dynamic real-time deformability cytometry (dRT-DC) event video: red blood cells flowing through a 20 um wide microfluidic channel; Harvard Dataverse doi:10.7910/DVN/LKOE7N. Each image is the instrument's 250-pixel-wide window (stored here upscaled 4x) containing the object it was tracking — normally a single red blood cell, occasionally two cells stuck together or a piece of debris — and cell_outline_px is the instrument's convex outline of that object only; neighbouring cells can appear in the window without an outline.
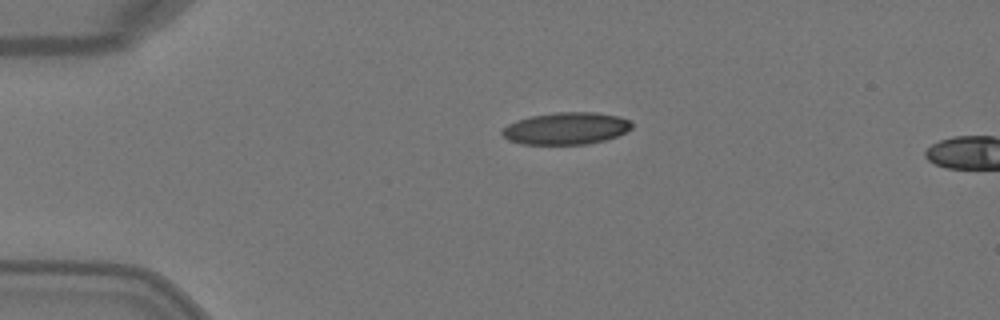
{"species": "Egyptian fruit bat (a non-hibernating species)", "species_latin": "Rousettus aegyptiacus", "temperature_condition": "warm", "stored_images_in_passage": 2, "camera_frame_rate_fps": 3000, "um_per_image_px": 0.085, "animal": {"sex": "female"}, "frame": {"image": 1, "passage_image": 1, "time_ms": 0.0, "image_size_px": [1000, 320], "cell_outline_px": [[632, 128], [616, 136], [604, 140], [588, 144], [520, 144], [508, 140], [500, 132], [508, 124], [516, 120], [532, 116], [556, 112], [596, 112], [620, 116], [628, 120], [632, 124]], "centroid_in_image_um": [48.11, 10.91], "position_along_channel_um": 36.9, "area_um2": 24.22}}